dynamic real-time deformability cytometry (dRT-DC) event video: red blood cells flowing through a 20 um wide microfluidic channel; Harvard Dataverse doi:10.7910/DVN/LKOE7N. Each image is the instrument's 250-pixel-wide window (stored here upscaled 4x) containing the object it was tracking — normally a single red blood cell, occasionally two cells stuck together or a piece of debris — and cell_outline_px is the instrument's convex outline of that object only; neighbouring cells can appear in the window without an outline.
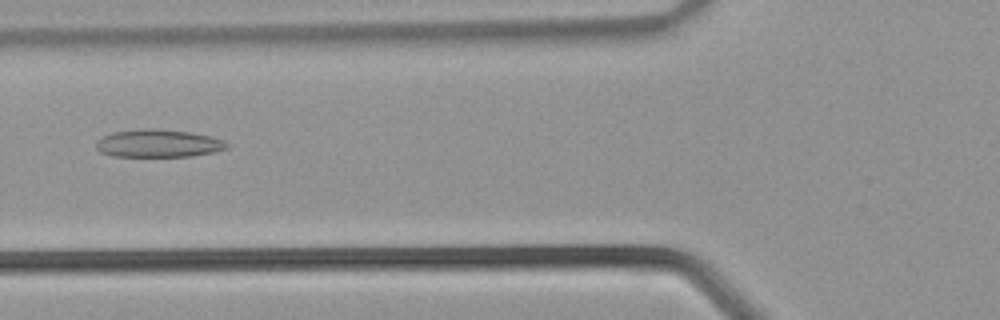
{"species": "common noctule bat (a hibernating species)", "species_latin": "Nyctalus noctula", "temperature_condition": "warm", "stored_images_in_passage": 28, "camera_frame_rate_fps": 3000, "um_per_image_px": 0.085, "animal": {"sex": "male", "body_mass_g": 21.5, "forearm_length_mm": 52.0}, "frame": {"image": 1, "passage_image": 7, "time_ms": 2.0, "image_size_px": [1000, 320], "cell_outline_px": [[228, 148], [212, 152], [192, 156], [112, 156], [100, 152], [96, 148], [96, 140], [112, 132], [144, 128], [156, 128], [192, 132], [212, 136], [224, 140], [228, 144]], "centroid_in_image_um": [13.46, 12.17], "position_along_channel_um": 112.3, "area_um2": 21.33}}
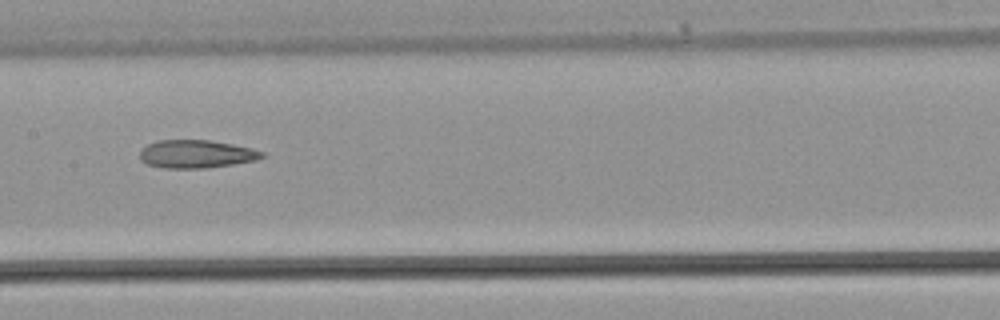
{"frame": {"image": 2, "passage_image": 11, "time_ms": 3.333, "image_size_px": [1000, 320], "cell_outline_px": [[264, 156], [256, 160], [208, 168], [164, 168], [148, 164], [140, 160], [140, 148], [156, 140], [212, 140], [252, 148], [264, 152]], "centroid_in_image_um": [16.66, 13.08], "position_along_channel_um": 190.7, "area_um2": 20.06}}
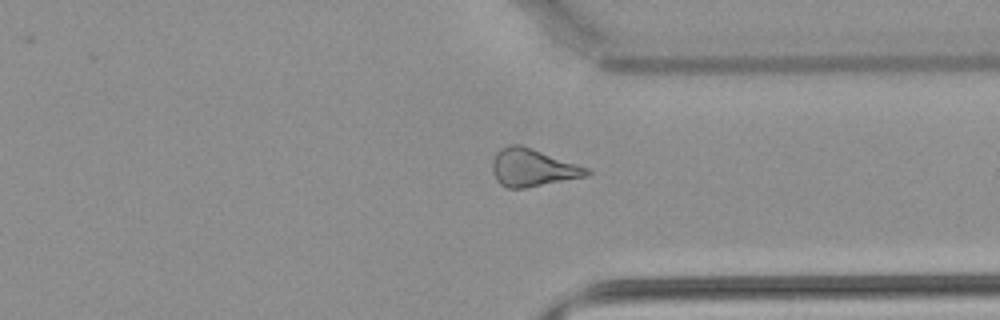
{"frame": {"image": 3, "passage_image": 20, "time_ms": 6.333, "image_size_px": [1000, 320], "cell_outline_px": [[592, 172], [588, 176], [524, 188], [508, 188], [500, 184], [496, 180], [492, 172], [492, 160], [496, 152], [500, 148], [508, 144], [520, 144], [532, 148], [588, 168]], "centroid_in_image_um": [45.24, 14.24], "position_along_channel_um": 366.2, "area_um2": 20.75}}